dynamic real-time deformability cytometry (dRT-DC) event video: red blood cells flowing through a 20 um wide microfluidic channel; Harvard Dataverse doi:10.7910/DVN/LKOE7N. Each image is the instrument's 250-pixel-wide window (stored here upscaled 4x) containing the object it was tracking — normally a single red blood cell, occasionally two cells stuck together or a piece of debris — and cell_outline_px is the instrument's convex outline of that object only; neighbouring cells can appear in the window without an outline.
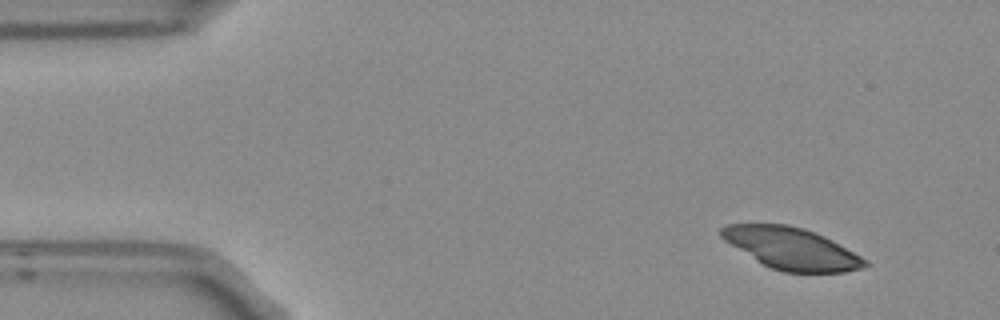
{"species": "Egyptian fruit bat (a non-hibernating species)", "species_latin": "Rousettus aegyptiacus", "temperature_condition": "room temperature", "stored_images_in_passage": 7, "camera_frame_rate_fps": 3000, "um_per_image_px": 0.085, "frame": {"image": 1, "passage_image": 1, "time_ms": 0.0, "image_size_px": [1000, 320], "cell_outline_px": [[872, 264], [864, 268], [844, 272], [784, 272], [772, 268], [756, 260], [724, 240], [720, 236], [720, 228], [728, 224], [788, 224], [804, 228], [824, 236], [832, 240], [868, 260]], "centroid_in_image_um": [67.31, 21.12], "position_along_channel_um": 17.7, "area_um2": 34.74}}